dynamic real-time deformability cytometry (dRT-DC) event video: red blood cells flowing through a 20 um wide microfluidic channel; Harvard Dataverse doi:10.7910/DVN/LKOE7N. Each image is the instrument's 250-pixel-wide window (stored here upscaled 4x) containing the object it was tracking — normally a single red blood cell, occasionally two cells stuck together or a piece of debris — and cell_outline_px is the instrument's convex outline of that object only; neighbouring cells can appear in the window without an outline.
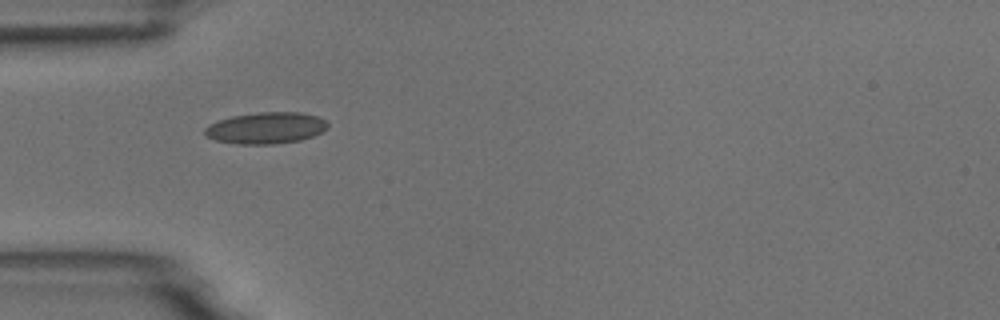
{"species": "common noctule bat (a hibernating species)", "species_latin": "Nyctalus noctula", "temperature_condition": "room temperature", "stored_images_in_passage": 2, "camera_frame_rate_fps": 3000, "um_per_image_px": 0.085, "animal": {"sex": "male", "body_mass_g": 18.8}, "frame": {"image": 1, "passage_image": 1, "time_ms": 0.0, "image_size_px": [1000, 320], "cell_outline_px": [[328, 128], [312, 136], [300, 140], [272, 144], [236, 144], [216, 140], [204, 136], [204, 128], [208, 124], [232, 116], [260, 112], [300, 112], [316, 116], [324, 120], [328, 124]], "centroid_in_image_um": [22.57, 10.88], "position_along_channel_um": 62.4, "area_um2": 22.48}}